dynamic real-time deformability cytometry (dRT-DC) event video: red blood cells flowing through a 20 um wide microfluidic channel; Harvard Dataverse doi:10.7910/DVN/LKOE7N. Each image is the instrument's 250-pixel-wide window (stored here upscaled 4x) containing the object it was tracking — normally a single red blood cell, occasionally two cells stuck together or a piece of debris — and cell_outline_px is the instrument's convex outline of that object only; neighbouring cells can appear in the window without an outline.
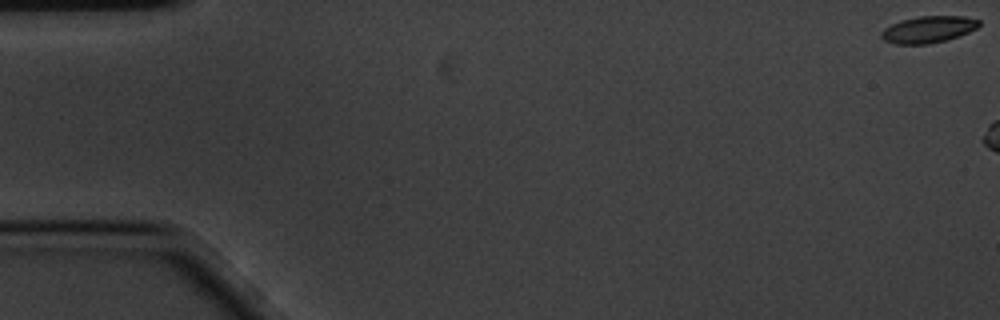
{"species": "common noctule bat (a hibernating species)", "species_latin": "Nyctalus noctula", "temperature_condition": "cold", "stored_images_in_passage": 3, "camera_frame_rate_fps": 3000, "um_per_image_px": 0.085, "animal": {"sex": "male", "body_mass_g": 20.1, "forearm_length_mm": 53.5}, "frame": {"image": 1, "passage_image": 1, "time_ms": 0.0, "image_size_px": [1000, 320], "cell_outline_px": [[980, 24], [976, 28], [968, 32], [944, 40], [928, 44], [896, 44], [884, 40], [880, 36], [880, 32], [884, 28], [900, 20], [920, 16], [964, 16], [980, 20]], "centroid_in_image_um": [78.87, 2.49], "position_along_channel_um": 6.1, "area_um2": 15.09}}